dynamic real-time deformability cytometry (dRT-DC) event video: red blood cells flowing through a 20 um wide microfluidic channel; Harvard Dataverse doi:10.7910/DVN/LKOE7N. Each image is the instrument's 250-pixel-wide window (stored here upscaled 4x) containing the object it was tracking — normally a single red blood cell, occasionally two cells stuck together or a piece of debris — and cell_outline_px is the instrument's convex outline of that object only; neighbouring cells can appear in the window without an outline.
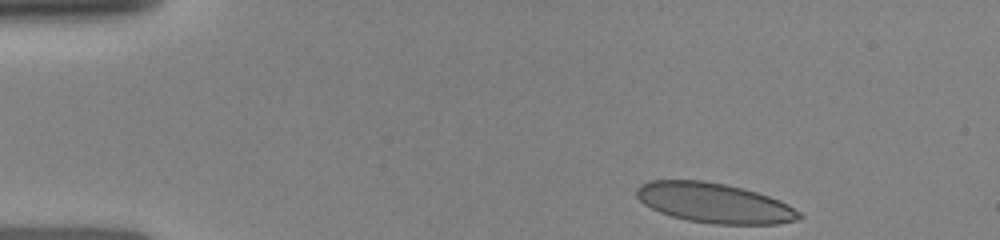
{"species": "human", "species_latin": "Homo sapiens", "temperature_condition": "room temperature", "stored_images_in_passage": 28, "camera_frame_rate_fps": 3000, "um_per_image_px": 0.085, "donor": {"sex": "female"}, "frame": {"image": 1, "passage_image": 1, "time_ms": 0.0, "image_size_px": [1000, 240], "cell_outline_px": [[804, 216], [796, 220], [776, 224], [716, 224], [688, 220], [672, 216], [660, 212], [644, 204], [636, 196], [636, 188], [640, 184], [648, 180], [704, 180], [724, 184], [756, 192], [780, 200], [788, 204], [800, 212]], "centroid_in_image_um": [60.7, 17.24], "position_along_channel_um": 24.3, "area_um2": 37.69}}
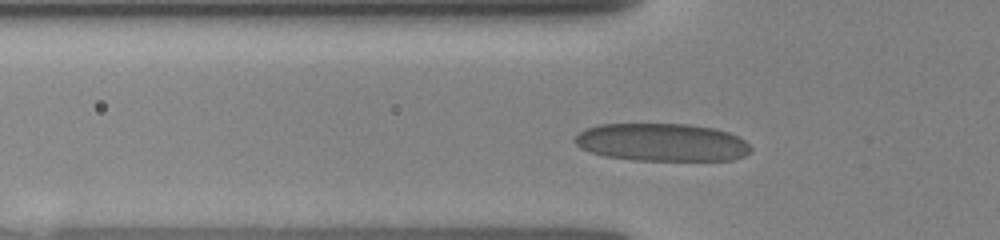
{"frame": {"image": 2, "passage_image": 18, "time_ms": 3.0, "image_size_px": [1000, 240], "cell_outline_px": [[752, 152], [744, 156], [732, 160], [636, 160], [604, 156], [588, 152], [580, 148], [572, 140], [580, 132], [588, 128], [600, 124], [688, 124], [712, 128], [728, 132], [744, 140], [752, 148]], "centroid_in_image_um": [56.25, 12.1], "position_along_channel_um": 69.6, "area_um2": 38.84}}
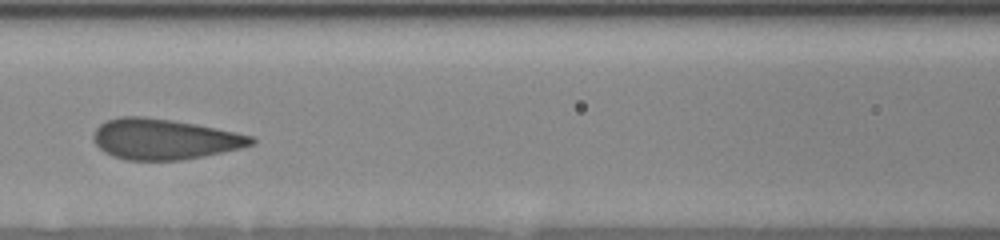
{"frame": {"image": 3, "passage_image": 26, "time_ms": 5.0, "image_size_px": [1000, 240], "cell_outline_px": [[256, 144], [240, 148], [204, 156], [180, 160], [128, 160], [112, 156], [104, 152], [96, 144], [92, 136], [96, 128], [104, 120], [120, 116], [144, 116], [172, 120], [196, 124], [236, 132], [252, 136], [256, 140]], "centroid_in_image_um": [13.95, 11.82], "position_along_channel_um": 152.7, "area_um2": 37.45}}